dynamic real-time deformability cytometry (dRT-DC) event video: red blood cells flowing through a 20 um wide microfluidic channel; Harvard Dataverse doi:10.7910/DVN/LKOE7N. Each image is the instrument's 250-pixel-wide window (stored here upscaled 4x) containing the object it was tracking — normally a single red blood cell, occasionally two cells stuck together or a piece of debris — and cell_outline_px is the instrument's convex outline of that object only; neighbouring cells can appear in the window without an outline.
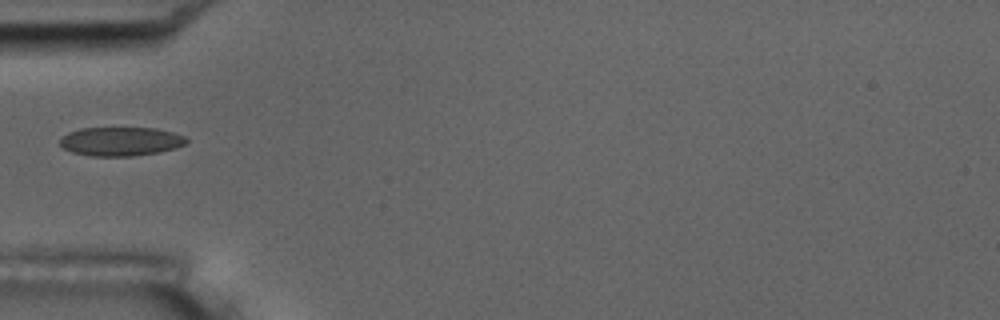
{"species": "common noctule bat (a hibernating species)", "species_latin": "Nyctalus noctula", "temperature_condition": "room temperature", "stored_images_in_passage": 38, "camera_frame_rate_fps": 3000, "um_per_image_px": 0.085, "animal": {"sex": "male", "body_mass_g": 17.5, "forearm_length_mm": 52.3}, "frame": {"image": 1, "passage_image": 1, "time_ms": 0.0, "image_size_px": [1000, 320], "cell_outline_px": [[188, 140], [184, 144], [176, 148], [160, 152], [132, 156], [92, 156], [72, 152], [64, 148], [60, 144], [60, 136], [68, 132], [80, 128], [156, 128], [172, 132], [184, 136]], "centroid_in_image_um": [10.24, 12.02], "position_along_channel_um": 74.8, "area_um2": 21.33}}
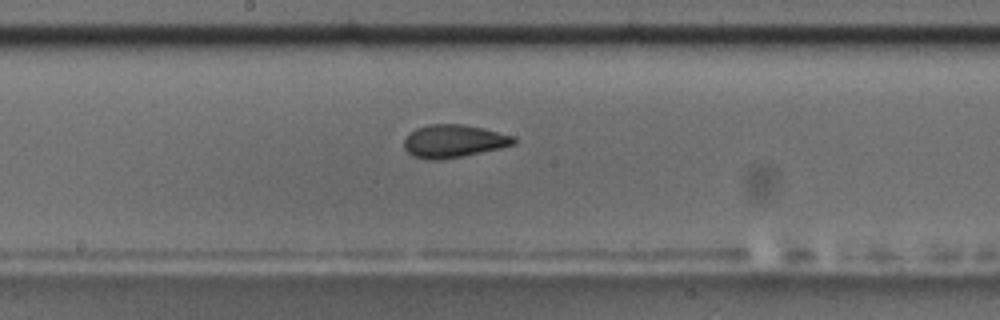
{"frame": {"image": 2, "passage_image": 12, "time_ms": 3.667, "image_size_px": [1000, 320], "cell_outline_px": [[516, 144], [500, 148], [464, 156], [440, 160], [428, 160], [412, 156], [404, 148], [404, 140], [408, 132], [416, 128], [428, 124], [464, 124], [516, 136]], "centroid_in_image_um": [38.54, 12.0], "position_along_channel_um": 209.7, "area_um2": 21.27}}